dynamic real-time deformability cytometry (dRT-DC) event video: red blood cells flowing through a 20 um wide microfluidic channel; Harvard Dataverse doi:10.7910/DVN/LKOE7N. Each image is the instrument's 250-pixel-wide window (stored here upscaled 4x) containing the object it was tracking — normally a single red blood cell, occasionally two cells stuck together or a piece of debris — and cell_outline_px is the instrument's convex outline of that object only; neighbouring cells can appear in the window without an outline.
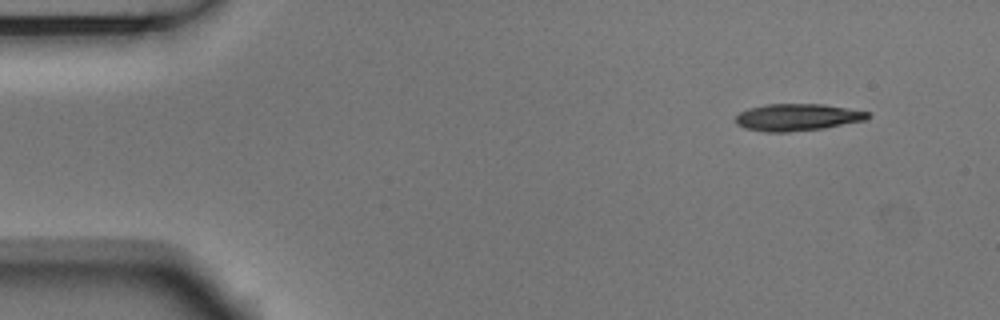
{"species": "Egyptian fruit bat (a non-hibernating species)", "species_latin": "Rousettus aegyptiacus", "temperature_condition": "room temperature", "stored_images_in_passage": 3, "camera_frame_rate_fps": 3000, "um_per_image_px": 0.085, "animal": {"sex": "male"}, "frame": {"image": 1, "passage_image": 1, "time_ms": 0.0, "image_size_px": [1000, 320], "cell_outline_px": [[868, 116], [864, 120], [824, 128], [788, 132], [764, 132], [744, 128], [736, 124], [736, 116], [740, 112], [748, 108], [764, 104], [824, 104], [868, 112]], "centroid_in_image_um": [67.7, 9.97], "position_along_channel_um": 17.3, "area_um2": 20.69}}